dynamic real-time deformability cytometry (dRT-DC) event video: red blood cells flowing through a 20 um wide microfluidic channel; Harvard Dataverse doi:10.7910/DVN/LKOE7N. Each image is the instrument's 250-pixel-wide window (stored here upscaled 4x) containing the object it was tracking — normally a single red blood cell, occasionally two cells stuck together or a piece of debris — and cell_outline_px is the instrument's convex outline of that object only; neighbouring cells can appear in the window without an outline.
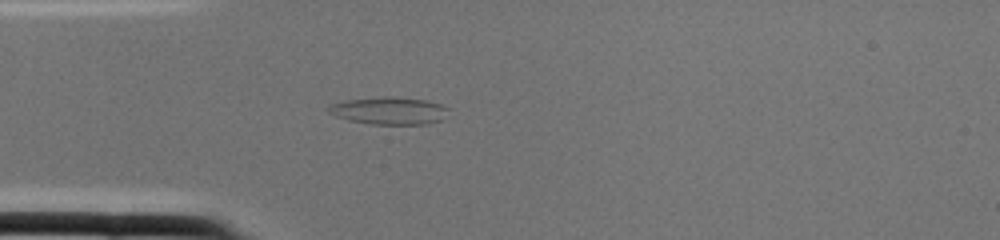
{"species": "common noctule bat (a hibernating species)", "species_latin": "Nyctalus noctula", "temperature_condition": "cold", "stored_images_in_passage": 2, "camera_frame_rate_fps": 3000, "um_per_image_px": 0.085, "animal": {"sex": "female", "body_mass_g": 22.0, "forearm_length_mm": 56.7}, "frame": {"image": 1, "passage_image": 2, "time_ms": 0.333, "image_size_px": [1000, 240], "cell_outline_px": [[448, 108], [444, 120], [428, 124], [372, 124], [348, 120], [336, 116], [328, 112], [328, 104], [344, 100], [388, 96], [392, 96], [428, 100], [440, 104]], "centroid_in_image_um": [33.08, 9.4], "position_along_channel_um": 51.9, "area_um2": 19.36}}